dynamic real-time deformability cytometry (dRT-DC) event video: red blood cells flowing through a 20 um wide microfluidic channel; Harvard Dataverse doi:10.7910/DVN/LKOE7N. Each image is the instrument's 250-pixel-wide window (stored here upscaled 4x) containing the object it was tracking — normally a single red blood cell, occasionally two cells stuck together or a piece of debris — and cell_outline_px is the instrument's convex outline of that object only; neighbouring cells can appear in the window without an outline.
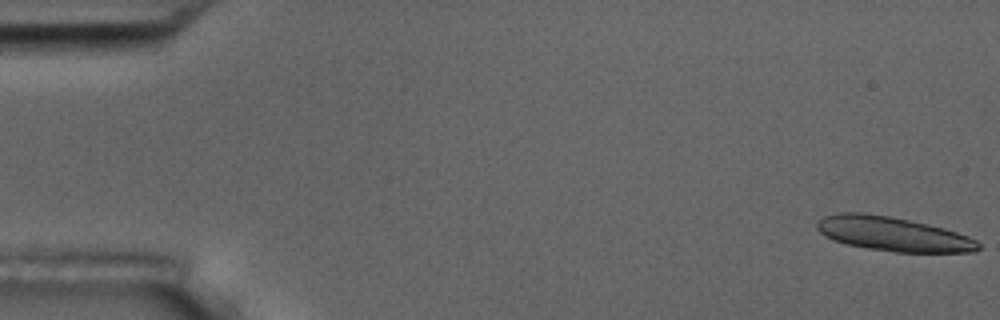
{"species": "common noctule bat (a hibernating species)", "species_latin": "Nyctalus noctula", "temperature_condition": "room temperature", "stored_images_in_passage": 16, "camera_frame_rate_fps": 3000, "um_per_image_px": 0.085, "animal": {"sex": "male", "body_mass_g": 17.5, "forearm_length_mm": 52.3}, "frame": {"image": 1, "passage_image": 1, "time_ms": 0.0, "image_size_px": [1000, 320], "cell_outline_px": [[980, 248], [972, 252], [896, 252], [868, 248], [844, 244], [832, 240], [824, 236], [816, 228], [816, 224], [824, 216], [840, 212], [864, 212], [888, 216], [928, 224], [944, 228], [968, 236], [976, 240], [980, 244]], "centroid_in_image_um": [75.87, 19.88], "position_along_channel_um": 9.1, "area_um2": 32.19}}